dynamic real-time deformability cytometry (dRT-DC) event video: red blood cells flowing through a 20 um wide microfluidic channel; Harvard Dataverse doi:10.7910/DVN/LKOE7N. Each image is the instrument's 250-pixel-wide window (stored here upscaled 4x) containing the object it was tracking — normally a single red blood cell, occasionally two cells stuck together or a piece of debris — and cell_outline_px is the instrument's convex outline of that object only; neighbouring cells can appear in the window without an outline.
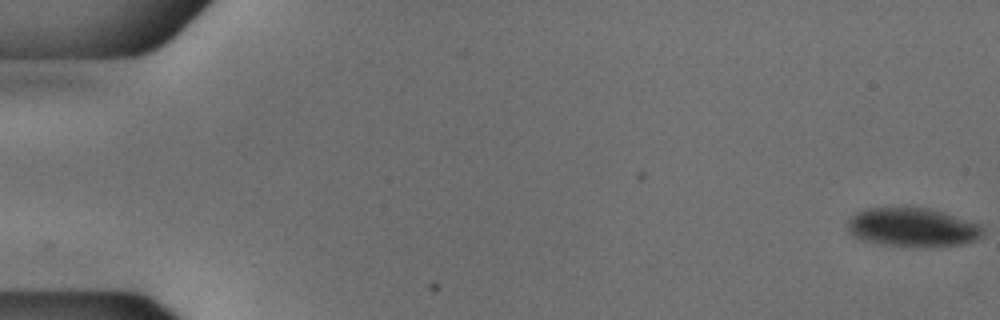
{"species": "common noctule bat (a hibernating species)", "species_latin": "Nyctalus noctula", "temperature_condition": "cold", "stored_images_in_passage": 54, "camera_frame_rate_fps": 3000, "um_per_image_px": 0.085, "animal": {"sex": "male", "body_mass_g": 18.8}, "frame": {"image": 1, "passage_image": 1, "time_ms": 0.0, "image_size_px": [1000, 320], "cell_outline_px": [[984, 236], [976, 240], [960, 244], [940, 248], [912, 248], [880, 244], [860, 240], [852, 236], [848, 232], [848, 220], [856, 212], [864, 208], [904, 204], [928, 208], [944, 212], [980, 224], [984, 228]], "centroid_in_image_um": [77.55, 19.31], "position_along_channel_um": 7.5, "area_um2": 32.43}}
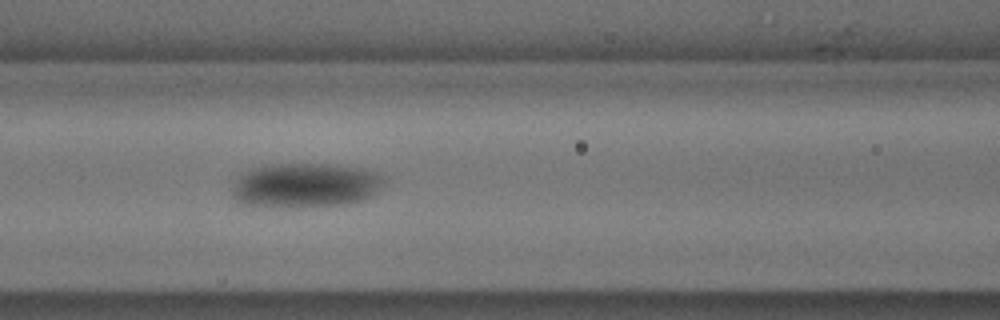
{"frame": {"image": 2, "passage_image": 24, "time_ms": 7.667, "image_size_px": [1000, 320], "cell_outline_px": [[384, 180], [380, 188], [372, 196], [344, 204], [252, 204], [236, 200], [236, 184], [240, 176], [248, 168], [264, 164], [324, 164], [352, 168], [376, 172]], "centroid_in_image_um": [25.99, 15.68], "position_along_channel_um": 140.6, "area_um2": 37.17}}
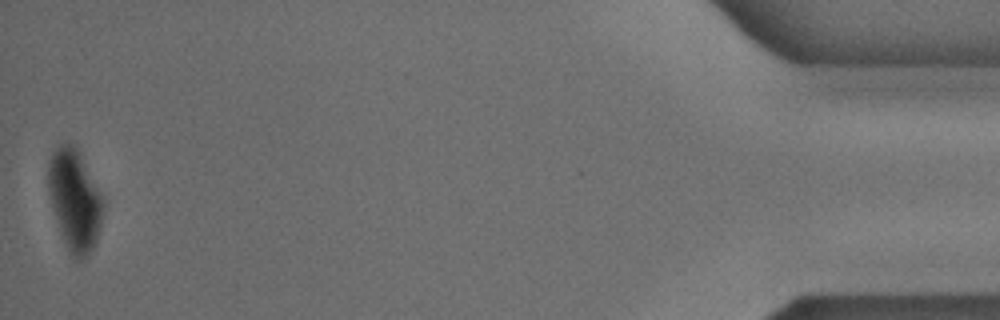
{"frame": {"image": 3, "passage_image": 54, "time_ms": 17.667, "image_size_px": [1000, 320], "cell_outline_px": [[104, 204], [100, 228], [96, 240], [92, 248], [80, 260], [76, 260], [72, 256], [64, 240], [48, 192], [48, 164], [52, 152], [60, 144], [72, 144], [80, 152], [104, 196]], "centroid_in_image_um": [6.37, 16.94], "position_along_channel_um": 428.8, "area_um2": 32.02}}